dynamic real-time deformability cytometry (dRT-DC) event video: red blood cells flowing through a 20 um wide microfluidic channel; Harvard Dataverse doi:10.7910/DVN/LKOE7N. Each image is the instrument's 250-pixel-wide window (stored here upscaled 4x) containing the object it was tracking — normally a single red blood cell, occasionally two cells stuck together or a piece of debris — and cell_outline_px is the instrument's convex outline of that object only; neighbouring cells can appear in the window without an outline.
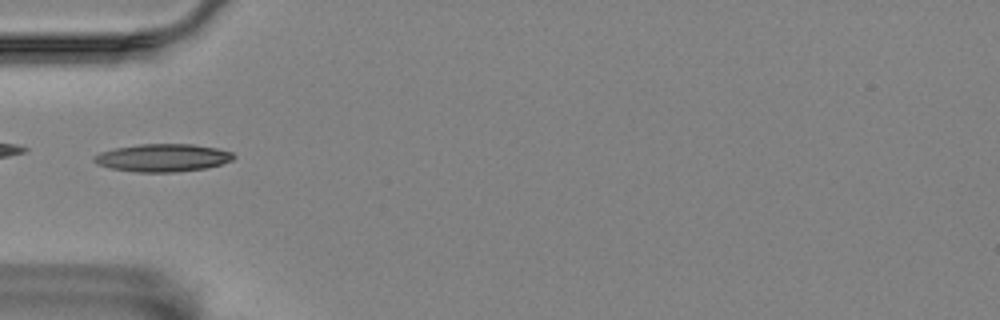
{"species": "Egyptian fruit bat (a non-hibernating species)", "species_latin": "Rousettus aegyptiacus", "temperature_condition": "room temperature", "stored_images_in_passage": 39, "camera_frame_rate_fps": 3000, "um_per_image_px": 0.085, "animal": {"sex": "female"}, "frame": {"image": 1, "passage_image": 1, "time_ms": 0.0, "image_size_px": [1000, 320], "cell_outline_px": [[236, 156], [232, 160], [208, 168], [176, 172], [136, 172], [112, 168], [96, 164], [92, 160], [92, 156], [100, 152], [116, 148], [140, 144], [192, 144], [216, 148], [232, 152]], "centroid_in_image_um": [13.82, 13.41], "position_along_channel_um": 71.2, "area_um2": 22.6}}
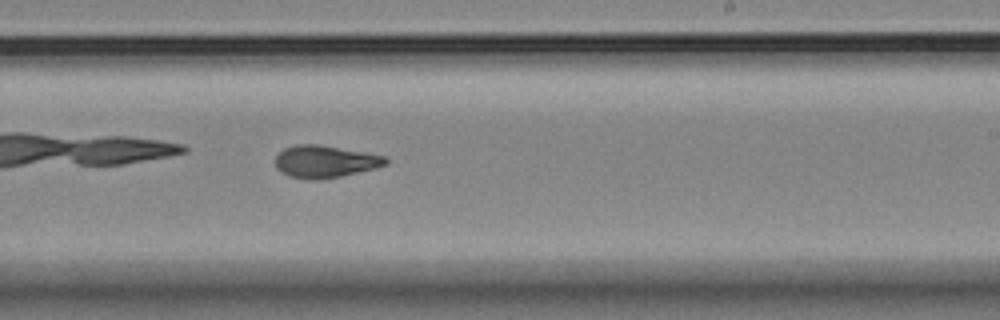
{"frame": {"image": 2, "passage_image": 17, "time_ms": 5.333, "image_size_px": [1000, 320], "cell_outline_px": [[388, 164], [376, 168], [340, 176], [320, 180], [308, 180], [288, 176], [280, 172], [276, 168], [276, 156], [284, 148], [296, 144], [320, 144], [384, 156], [388, 160]], "centroid_in_image_um": [27.59, 13.74], "position_along_channel_um": 261.4, "area_um2": 20.81}}
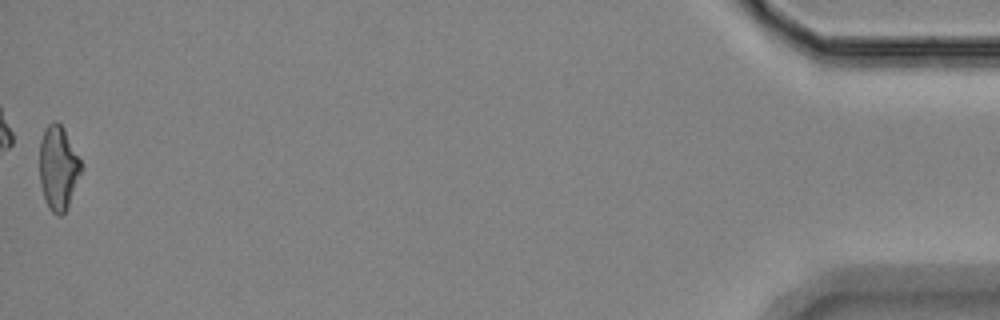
{"frame": {"image": 3, "passage_image": 39, "time_ms": 12.667, "image_size_px": [1000, 320], "cell_outline_px": [[80, 172], [68, 208], [60, 216], [56, 216], [52, 212], [44, 196], [40, 184], [40, 140], [44, 128], [52, 120], [56, 120], [64, 128], [80, 160]], "centroid_in_image_um": [4.93, 14.24], "position_along_channel_um": 430.3, "area_um2": 20.11}, "authors_computed_cell_mechanics": {"area_um2": 20.4034, "velocity_mm_per_s": 3.5374, "shape_relaxation_time_tau1_ms": 5.6536, "shape_relaxation_time_tau2_ms": 3.5029, "deformation_change_tau1": 0.1807, "deformation_change_tau2": 0.1011}}